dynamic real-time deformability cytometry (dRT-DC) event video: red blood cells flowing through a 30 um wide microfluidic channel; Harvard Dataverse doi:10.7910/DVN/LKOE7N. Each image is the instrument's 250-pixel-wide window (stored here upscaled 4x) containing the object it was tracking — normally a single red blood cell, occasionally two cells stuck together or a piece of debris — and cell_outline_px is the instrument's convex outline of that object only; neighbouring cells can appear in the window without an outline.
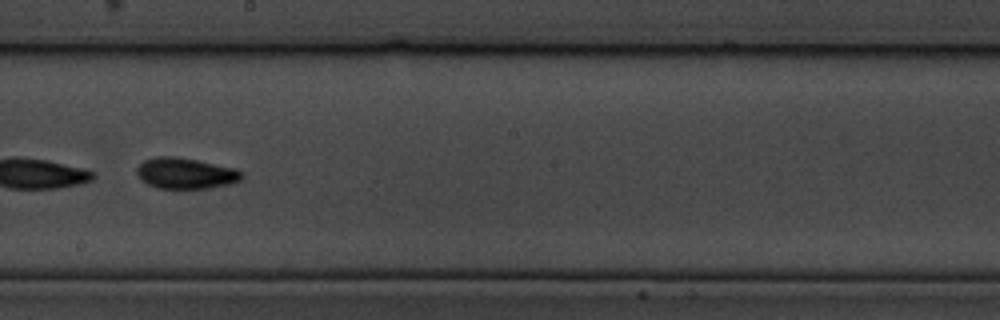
{"species": "common noctule bat (a hibernating species)", "species_latin": "Nyctalus noctula", "temperature_condition": "cold", "stored_images_in_passage": 57, "camera_frame_rate_fps": 3000, "um_per_image_px": 0.085, "animal": {"sex": "male", "body_mass_g": 19.5, "forearm_length_mm": 54.6}, "frame": {"image": 1, "passage_image": 33, "time_ms": 10.667, "image_size_px": [1000, 320], "cell_outline_px": [[244, 176], [240, 180], [232, 184], [208, 188], [156, 188], [140, 180], [136, 172], [136, 168], [144, 160], [156, 156], [176, 156], [236, 168], [244, 172]], "centroid_in_image_um": [15.79, 14.73], "position_along_channel_um": 232.4, "area_um2": 19.13}, "authors_computed_cell_mechanics": {"area_um2": 28.9578, "velocity_mm_per_s": 3.4073, "shape_relaxation_time_tau1_ms": 3.5187, "shape_relaxation_time_tau2_ms": 3.4347, "deformation_change_tau1": 0.1367, "deformation_change_tau2": 0.0566}}